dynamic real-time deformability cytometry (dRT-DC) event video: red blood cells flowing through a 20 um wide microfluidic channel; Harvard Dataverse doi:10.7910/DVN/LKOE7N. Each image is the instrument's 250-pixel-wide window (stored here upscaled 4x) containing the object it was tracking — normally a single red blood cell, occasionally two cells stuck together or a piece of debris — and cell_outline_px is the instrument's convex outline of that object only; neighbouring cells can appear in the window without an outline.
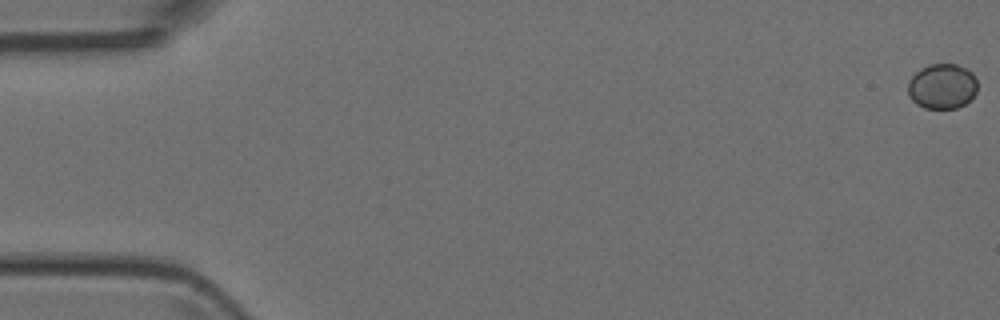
{"species": "Egyptian fruit bat (a non-hibernating species)", "species_latin": "Rousettus aegyptiacus", "temperature_condition": "room temperature", "stored_images_in_passage": 8, "camera_frame_rate_fps": 3000, "um_per_image_px": 0.085, "animal": {"sex": "female"}, "frame": {"image": 1, "passage_image": 1, "time_ms": 0.0, "image_size_px": [1000, 320], "cell_outline_px": [[976, 92], [964, 104], [956, 108], [924, 108], [916, 104], [908, 96], [908, 80], [920, 68], [928, 64], [956, 64], [972, 72], [976, 80]], "centroid_in_image_um": [80.04, 7.33], "position_along_channel_um": 5.0, "area_um2": 18.26}}
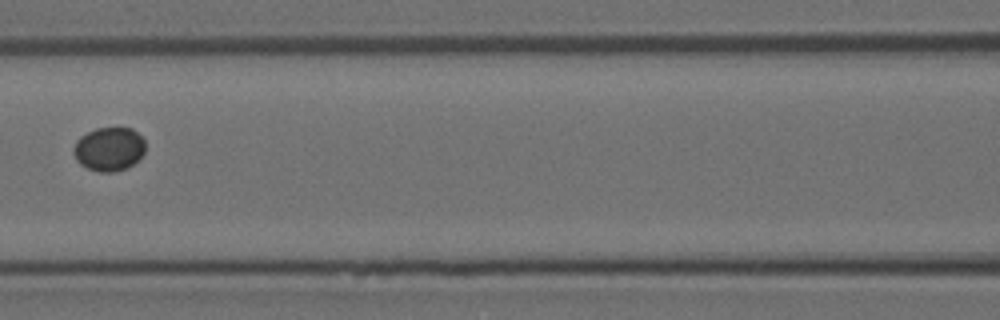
{"frame": {"image": 2, "passage_image": 7, "time_ms": 7.667, "image_size_px": [1000, 320], "cell_outline_px": [[144, 152], [132, 164], [116, 172], [100, 172], [88, 168], [80, 164], [76, 160], [72, 152], [72, 148], [76, 140], [80, 136], [96, 128], [132, 128], [144, 140]], "centroid_in_image_um": [9.22, 12.66], "position_along_channel_um": 157.4, "area_um2": 18.21}}
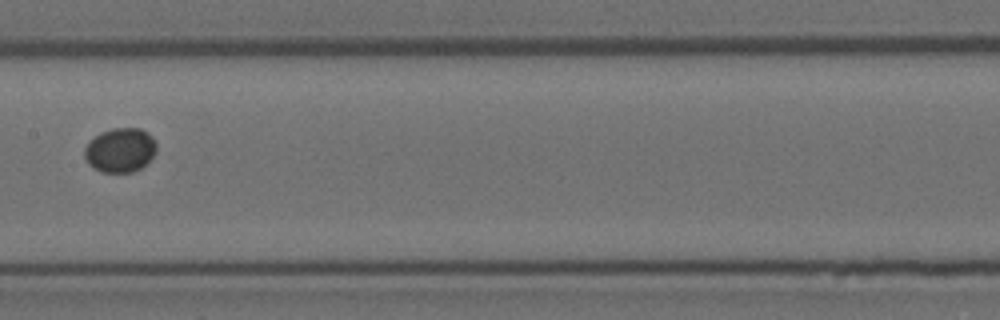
{"frame": {"image": 3, "passage_image": 8, "time_ms": 8.667, "image_size_px": [1000, 320], "cell_outline_px": [[156, 152], [140, 168], [132, 172], [100, 172], [92, 168], [88, 164], [84, 156], [84, 148], [100, 132], [112, 128], [140, 128], [148, 132], [156, 140]], "centroid_in_image_um": [10.21, 12.75], "position_along_channel_um": 197.2, "area_um2": 18.61}}